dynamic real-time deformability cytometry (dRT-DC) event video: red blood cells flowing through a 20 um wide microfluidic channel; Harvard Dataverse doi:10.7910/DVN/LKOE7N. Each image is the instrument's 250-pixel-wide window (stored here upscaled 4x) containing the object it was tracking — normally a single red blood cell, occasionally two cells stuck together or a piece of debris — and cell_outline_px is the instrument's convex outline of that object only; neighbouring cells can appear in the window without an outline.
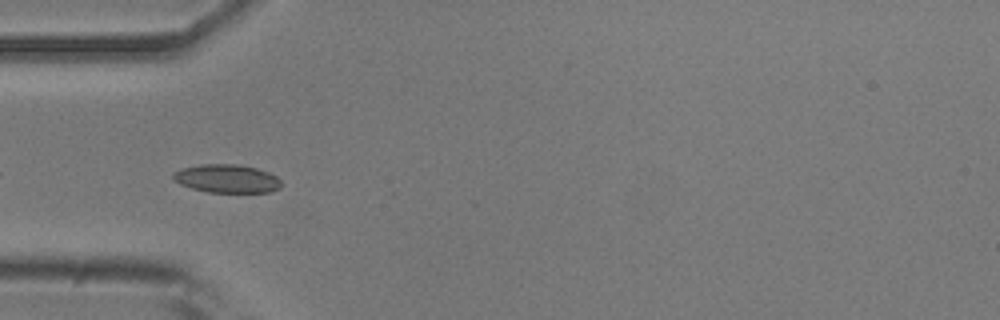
{"species": "common noctule bat (a hibernating species)", "species_latin": "Nyctalus noctula", "temperature_condition": "room temperature", "stored_images_in_passage": 40, "camera_frame_rate_fps": 3000, "um_per_image_px": 0.085, "animal": {"sex": "male", "body_mass_g": 20.5, "forearm_length_mm": 52.5}, "frame": {"image": 1, "passage_image": 3, "time_ms": 0.667, "image_size_px": [1000, 320], "cell_outline_px": [[280, 188], [272, 192], [208, 192], [192, 188], [180, 184], [172, 180], [172, 172], [180, 168], [200, 164], [236, 164], [256, 168], [268, 172], [276, 176], [280, 180]], "centroid_in_image_um": [19.24, 15.18], "position_along_channel_um": 65.8, "area_um2": 17.98}}
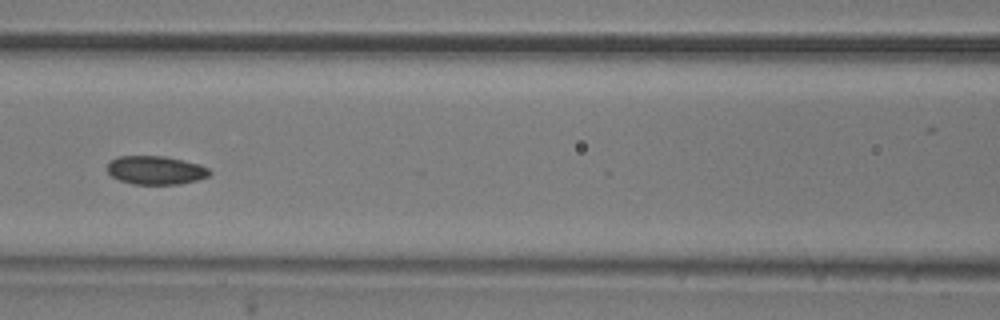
{"frame": {"image": 2, "passage_image": 10, "time_ms": 3.0, "image_size_px": [1000, 320], "cell_outline_px": [[212, 172], [208, 176], [196, 180], [180, 184], [132, 184], [120, 180], [112, 176], [108, 172], [108, 164], [116, 156], [164, 156], [200, 164], [208, 168]], "centroid_in_image_um": [13.24, 14.46], "position_along_channel_um": 153.4, "area_um2": 16.94}}
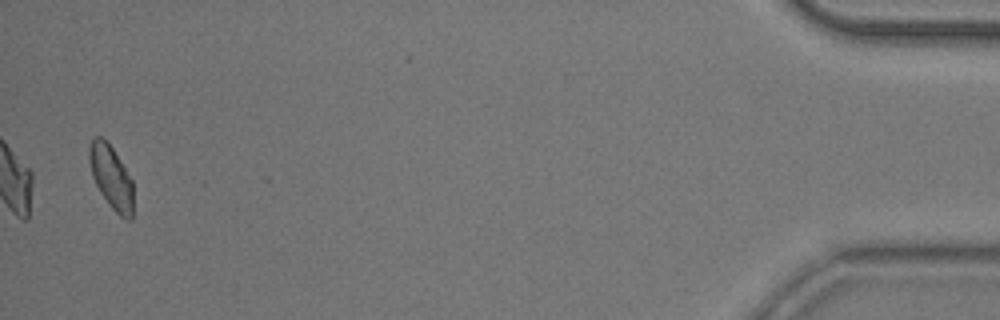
{"frame": {"image": 3, "passage_image": 39, "time_ms": 12.667, "image_size_px": [1000, 320], "cell_outline_px": [[132, 220], [128, 220], [120, 216], [112, 208], [100, 192], [92, 176], [88, 160], [88, 148], [92, 140], [96, 136], [100, 136], [112, 148], [132, 180]], "centroid_in_image_um": [9.43, 15.07], "position_along_channel_um": 425.8, "area_um2": 15.95}, "authors_computed_cell_mechanics": {"area_um2": 16.9932, "velocity_mm_per_s": 3.7429, "shape_relaxation_time_tau1_ms": 3.884, "shape_relaxation_time_tau2_ms": 3.3681, "deformation_change_tau1": 0.0707, "deformation_change_tau2": 0.0784}}